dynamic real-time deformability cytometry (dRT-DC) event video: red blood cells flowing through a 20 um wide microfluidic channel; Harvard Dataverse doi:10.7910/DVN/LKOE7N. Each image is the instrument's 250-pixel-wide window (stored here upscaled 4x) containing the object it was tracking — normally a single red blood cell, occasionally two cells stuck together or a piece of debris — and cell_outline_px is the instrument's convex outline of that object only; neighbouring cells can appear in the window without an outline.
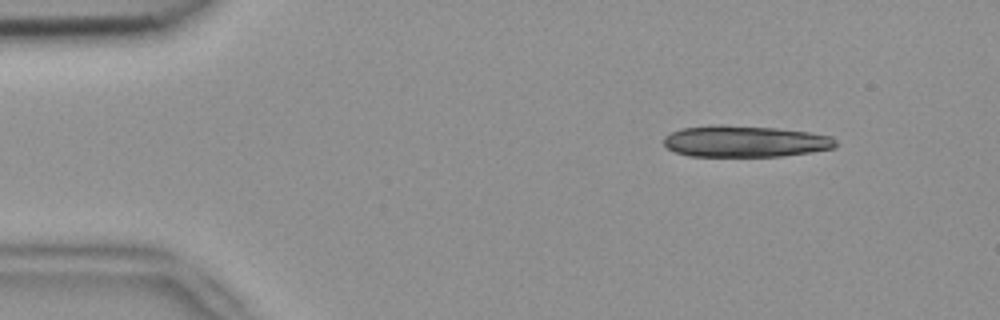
{"species": "common noctule bat (a hibernating species)", "species_latin": "Nyctalus noctula", "temperature_condition": "room temperature", "stored_images_in_passage": 2, "camera_frame_rate_fps": 3000, "um_per_image_px": 0.085, "animal": {"sex": "female", "body_mass_g": 18.4}, "frame": {"image": 1, "passage_image": 1, "time_ms": 0.0, "image_size_px": [1000, 320], "cell_outline_px": [[840, 144], [836, 148], [812, 152], [784, 156], [688, 156], [676, 152], [668, 148], [664, 144], [664, 136], [680, 128], [716, 124], [724, 124], [776, 128], [808, 132], [832, 136]], "centroid_in_image_um": [63.36, 12.01], "position_along_channel_um": 21.6, "area_um2": 31.91}}